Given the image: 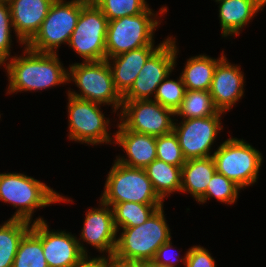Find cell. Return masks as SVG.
I'll return each instance as SVG.
<instances>
[{"mask_svg": "<svg viewBox=\"0 0 266 267\" xmlns=\"http://www.w3.org/2000/svg\"><path fill=\"white\" fill-rule=\"evenodd\" d=\"M24 48L23 56H12L3 63L9 79L7 93L46 90L68 83V70L56 53H38L26 45Z\"/></svg>", "mask_w": 266, "mask_h": 267, "instance_id": "cell-1", "label": "cell"}, {"mask_svg": "<svg viewBox=\"0 0 266 267\" xmlns=\"http://www.w3.org/2000/svg\"><path fill=\"white\" fill-rule=\"evenodd\" d=\"M0 200L18 208L11 219L32 221L36 208L70 202L43 182L22 173H0Z\"/></svg>", "mask_w": 266, "mask_h": 267, "instance_id": "cell-2", "label": "cell"}, {"mask_svg": "<svg viewBox=\"0 0 266 267\" xmlns=\"http://www.w3.org/2000/svg\"><path fill=\"white\" fill-rule=\"evenodd\" d=\"M168 226L161 206L143 224L122 228L113 256L126 261H153L158 248L172 239Z\"/></svg>", "mask_w": 266, "mask_h": 267, "instance_id": "cell-3", "label": "cell"}, {"mask_svg": "<svg viewBox=\"0 0 266 267\" xmlns=\"http://www.w3.org/2000/svg\"><path fill=\"white\" fill-rule=\"evenodd\" d=\"M75 82L80 90L68 94L79 99L99 104L112 105L114 112L122 107V96L115 89L113 76L108 61H88L69 66L68 83Z\"/></svg>", "mask_w": 266, "mask_h": 267, "instance_id": "cell-4", "label": "cell"}, {"mask_svg": "<svg viewBox=\"0 0 266 267\" xmlns=\"http://www.w3.org/2000/svg\"><path fill=\"white\" fill-rule=\"evenodd\" d=\"M100 199L111 207L123 202L163 204L145 169L128 167L116 160L110 168Z\"/></svg>", "mask_w": 266, "mask_h": 267, "instance_id": "cell-5", "label": "cell"}, {"mask_svg": "<svg viewBox=\"0 0 266 267\" xmlns=\"http://www.w3.org/2000/svg\"><path fill=\"white\" fill-rule=\"evenodd\" d=\"M90 0H55L39 31L26 44L38 53H56L62 43L68 44L77 25L81 9Z\"/></svg>", "mask_w": 266, "mask_h": 267, "instance_id": "cell-6", "label": "cell"}, {"mask_svg": "<svg viewBox=\"0 0 266 267\" xmlns=\"http://www.w3.org/2000/svg\"><path fill=\"white\" fill-rule=\"evenodd\" d=\"M157 14L148 7L143 13L109 21L106 59L145 46H154L153 31L161 24L156 18Z\"/></svg>", "mask_w": 266, "mask_h": 267, "instance_id": "cell-7", "label": "cell"}, {"mask_svg": "<svg viewBox=\"0 0 266 267\" xmlns=\"http://www.w3.org/2000/svg\"><path fill=\"white\" fill-rule=\"evenodd\" d=\"M216 172L241 189L257 181L262 154L243 139L228 138L212 154Z\"/></svg>", "mask_w": 266, "mask_h": 267, "instance_id": "cell-8", "label": "cell"}, {"mask_svg": "<svg viewBox=\"0 0 266 267\" xmlns=\"http://www.w3.org/2000/svg\"><path fill=\"white\" fill-rule=\"evenodd\" d=\"M108 19L90 0L82 9L68 43L84 62L106 59Z\"/></svg>", "mask_w": 266, "mask_h": 267, "instance_id": "cell-9", "label": "cell"}, {"mask_svg": "<svg viewBox=\"0 0 266 267\" xmlns=\"http://www.w3.org/2000/svg\"><path fill=\"white\" fill-rule=\"evenodd\" d=\"M69 140L91 145L112 144L108 133L109 118L104 117L99 103L68 94Z\"/></svg>", "mask_w": 266, "mask_h": 267, "instance_id": "cell-10", "label": "cell"}, {"mask_svg": "<svg viewBox=\"0 0 266 267\" xmlns=\"http://www.w3.org/2000/svg\"><path fill=\"white\" fill-rule=\"evenodd\" d=\"M120 123L128 130L161 136L173 131V110L152 100H122Z\"/></svg>", "mask_w": 266, "mask_h": 267, "instance_id": "cell-11", "label": "cell"}, {"mask_svg": "<svg viewBox=\"0 0 266 267\" xmlns=\"http://www.w3.org/2000/svg\"><path fill=\"white\" fill-rule=\"evenodd\" d=\"M175 38L167 40L149 57L122 100H152L159 84L174 70L178 48Z\"/></svg>", "mask_w": 266, "mask_h": 267, "instance_id": "cell-12", "label": "cell"}, {"mask_svg": "<svg viewBox=\"0 0 266 267\" xmlns=\"http://www.w3.org/2000/svg\"><path fill=\"white\" fill-rule=\"evenodd\" d=\"M221 114L203 118L183 119L179 124L174 122L173 131L176 134L182 154L186 160L211 157V146L223 129Z\"/></svg>", "mask_w": 266, "mask_h": 267, "instance_id": "cell-13", "label": "cell"}, {"mask_svg": "<svg viewBox=\"0 0 266 267\" xmlns=\"http://www.w3.org/2000/svg\"><path fill=\"white\" fill-rule=\"evenodd\" d=\"M31 231L42 241L43 253L49 267H71L84 256L86 247L70 232L53 231L43 218L33 220Z\"/></svg>", "mask_w": 266, "mask_h": 267, "instance_id": "cell-14", "label": "cell"}, {"mask_svg": "<svg viewBox=\"0 0 266 267\" xmlns=\"http://www.w3.org/2000/svg\"><path fill=\"white\" fill-rule=\"evenodd\" d=\"M99 203L100 208L95 207L87 210L79 240L82 239L101 253H107V257H110L116 248L117 230L114 225L112 207L101 200Z\"/></svg>", "mask_w": 266, "mask_h": 267, "instance_id": "cell-15", "label": "cell"}, {"mask_svg": "<svg viewBox=\"0 0 266 267\" xmlns=\"http://www.w3.org/2000/svg\"><path fill=\"white\" fill-rule=\"evenodd\" d=\"M243 86L244 74L240 66L232 65L224 57L215 68L209 90L215 107L223 113L229 111L243 96Z\"/></svg>", "mask_w": 266, "mask_h": 267, "instance_id": "cell-16", "label": "cell"}, {"mask_svg": "<svg viewBox=\"0 0 266 267\" xmlns=\"http://www.w3.org/2000/svg\"><path fill=\"white\" fill-rule=\"evenodd\" d=\"M55 0H7L13 31L18 42L26 45L39 31Z\"/></svg>", "mask_w": 266, "mask_h": 267, "instance_id": "cell-17", "label": "cell"}, {"mask_svg": "<svg viewBox=\"0 0 266 267\" xmlns=\"http://www.w3.org/2000/svg\"><path fill=\"white\" fill-rule=\"evenodd\" d=\"M118 131L113 133V144L123 148L128 157H116V161L132 168H146L156 159V137L133 132L126 129L121 123L117 125Z\"/></svg>", "mask_w": 266, "mask_h": 267, "instance_id": "cell-18", "label": "cell"}, {"mask_svg": "<svg viewBox=\"0 0 266 267\" xmlns=\"http://www.w3.org/2000/svg\"><path fill=\"white\" fill-rule=\"evenodd\" d=\"M166 40L156 47L145 46L106 59L112 71L115 89L121 96L131 88L146 61Z\"/></svg>", "mask_w": 266, "mask_h": 267, "instance_id": "cell-19", "label": "cell"}, {"mask_svg": "<svg viewBox=\"0 0 266 267\" xmlns=\"http://www.w3.org/2000/svg\"><path fill=\"white\" fill-rule=\"evenodd\" d=\"M219 18L222 37L240 35V30L263 10L254 0H221Z\"/></svg>", "mask_w": 266, "mask_h": 267, "instance_id": "cell-20", "label": "cell"}, {"mask_svg": "<svg viewBox=\"0 0 266 267\" xmlns=\"http://www.w3.org/2000/svg\"><path fill=\"white\" fill-rule=\"evenodd\" d=\"M215 172L216 166L212 156L186 160L182 166L180 192L190 193L197 201L206 192Z\"/></svg>", "mask_w": 266, "mask_h": 267, "instance_id": "cell-21", "label": "cell"}, {"mask_svg": "<svg viewBox=\"0 0 266 267\" xmlns=\"http://www.w3.org/2000/svg\"><path fill=\"white\" fill-rule=\"evenodd\" d=\"M223 53L219 59L204 54L189 58L181 73L186 90L209 91L215 68L225 57Z\"/></svg>", "mask_w": 266, "mask_h": 267, "instance_id": "cell-22", "label": "cell"}, {"mask_svg": "<svg viewBox=\"0 0 266 267\" xmlns=\"http://www.w3.org/2000/svg\"><path fill=\"white\" fill-rule=\"evenodd\" d=\"M144 169L154 191L163 201L172 192H180L182 166H174L156 158Z\"/></svg>", "mask_w": 266, "mask_h": 267, "instance_id": "cell-23", "label": "cell"}, {"mask_svg": "<svg viewBox=\"0 0 266 267\" xmlns=\"http://www.w3.org/2000/svg\"><path fill=\"white\" fill-rule=\"evenodd\" d=\"M30 224L10 218L0 226V267H12L19 243L31 229Z\"/></svg>", "mask_w": 266, "mask_h": 267, "instance_id": "cell-24", "label": "cell"}, {"mask_svg": "<svg viewBox=\"0 0 266 267\" xmlns=\"http://www.w3.org/2000/svg\"><path fill=\"white\" fill-rule=\"evenodd\" d=\"M163 204H141L135 202L116 203L112 206L114 225L131 228L143 224Z\"/></svg>", "mask_w": 266, "mask_h": 267, "instance_id": "cell-25", "label": "cell"}, {"mask_svg": "<svg viewBox=\"0 0 266 267\" xmlns=\"http://www.w3.org/2000/svg\"><path fill=\"white\" fill-rule=\"evenodd\" d=\"M218 112L209 91L186 90L180 106L174 113L182 119H192L209 117Z\"/></svg>", "mask_w": 266, "mask_h": 267, "instance_id": "cell-26", "label": "cell"}, {"mask_svg": "<svg viewBox=\"0 0 266 267\" xmlns=\"http://www.w3.org/2000/svg\"><path fill=\"white\" fill-rule=\"evenodd\" d=\"M12 267H49L42 241L31 230L21 239Z\"/></svg>", "mask_w": 266, "mask_h": 267, "instance_id": "cell-27", "label": "cell"}, {"mask_svg": "<svg viewBox=\"0 0 266 267\" xmlns=\"http://www.w3.org/2000/svg\"><path fill=\"white\" fill-rule=\"evenodd\" d=\"M241 188L224 175L215 172L207 185L206 192L197 200L205 203L209 198H216L217 201L226 204H233L238 198V191Z\"/></svg>", "mask_w": 266, "mask_h": 267, "instance_id": "cell-28", "label": "cell"}, {"mask_svg": "<svg viewBox=\"0 0 266 267\" xmlns=\"http://www.w3.org/2000/svg\"><path fill=\"white\" fill-rule=\"evenodd\" d=\"M111 21L125 16H134L143 13L149 4L145 0H92Z\"/></svg>", "mask_w": 266, "mask_h": 267, "instance_id": "cell-29", "label": "cell"}, {"mask_svg": "<svg viewBox=\"0 0 266 267\" xmlns=\"http://www.w3.org/2000/svg\"><path fill=\"white\" fill-rule=\"evenodd\" d=\"M170 74L159 84L154 95V101L174 112L180 106L186 91L182 77L169 79Z\"/></svg>", "mask_w": 266, "mask_h": 267, "instance_id": "cell-30", "label": "cell"}, {"mask_svg": "<svg viewBox=\"0 0 266 267\" xmlns=\"http://www.w3.org/2000/svg\"><path fill=\"white\" fill-rule=\"evenodd\" d=\"M156 158L174 166H183L184 158L174 131L156 137Z\"/></svg>", "mask_w": 266, "mask_h": 267, "instance_id": "cell-31", "label": "cell"}, {"mask_svg": "<svg viewBox=\"0 0 266 267\" xmlns=\"http://www.w3.org/2000/svg\"><path fill=\"white\" fill-rule=\"evenodd\" d=\"M12 18L7 0H0V61L6 62L11 57Z\"/></svg>", "mask_w": 266, "mask_h": 267, "instance_id": "cell-32", "label": "cell"}, {"mask_svg": "<svg viewBox=\"0 0 266 267\" xmlns=\"http://www.w3.org/2000/svg\"><path fill=\"white\" fill-rule=\"evenodd\" d=\"M186 254L185 267H216L214 258L204 247L193 246Z\"/></svg>", "mask_w": 266, "mask_h": 267, "instance_id": "cell-33", "label": "cell"}, {"mask_svg": "<svg viewBox=\"0 0 266 267\" xmlns=\"http://www.w3.org/2000/svg\"><path fill=\"white\" fill-rule=\"evenodd\" d=\"M171 249H173V248H172V242L170 239L168 242L164 243L163 245H161L158 248L153 261L156 264L161 265L163 267H177V265H176L177 261H180V262L183 261V263L185 264L187 254H185L184 258H180L179 255H177L176 256L177 259L176 258L174 259L172 255L168 254L169 252H171ZM178 258H179V260H178Z\"/></svg>", "mask_w": 266, "mask_h": 267, "instance_id": "cell-34", "label": "cell"}, {"mask_svg": "<svg viewBox=\"0 0 266 267\" xmlns=\"http://www.w3.org/2000/svg\"><path fill=\"white\" fill-rule=\"evenodd\" d=\"M105 267H142V262L121 260L112 255L105 257Z\"/></svg>", "mask_w": 266, "mask_h": 267, "instance_id": "cell-35", "label": "cell"}, {"mask_svg": "<svg viewBox=\"0 0 266 267\" xmlns=\"http://www.w3.org/2000/svg\"><path fill=\"white\" fill-rule=\"evenodd\" d=\"M71 267H105V256L92 257V259L84 256L78 263Z\"/></svg>", "mask_w": 266, "mask_h": 267, "instance_id": "cell-36", "label": "cell"}, {"mask_svg": "<svg viewBox=\"0 0 266 267\" xmlns=\"http://www.w3.org/2000/svg\"><path fill=\"white\" fill-rule=\"evenodd\" d=\"M142 267H163L156 264L154 261H142Z\"/></svg>", "mask_w": 266, "mask_h": 267, "instance_id": "cell-37", "label": "cell"}, {"mask_svg": "<svg viewBox=\"0 0 266 267\" xmlns=\"http://www.w3.org/2000/svg\"><path fill=\"white\" fill-rule=\"evenodd\" d=\"M261 8L266 5V0H254Z\"/></svg>", "mask_w": 266, "mask_h": 267, "instance_id": "cell-38", "label": "cell"}]
</instances>
